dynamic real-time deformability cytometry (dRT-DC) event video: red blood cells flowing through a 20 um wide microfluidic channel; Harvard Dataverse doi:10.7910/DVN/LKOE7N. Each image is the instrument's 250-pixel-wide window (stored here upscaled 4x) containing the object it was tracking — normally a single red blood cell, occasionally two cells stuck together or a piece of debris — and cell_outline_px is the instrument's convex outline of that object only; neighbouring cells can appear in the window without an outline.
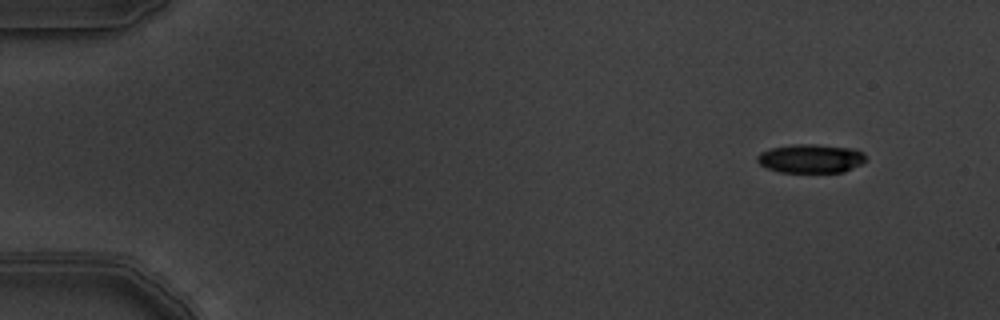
{"species": "common noctule bat (a hibernating species)", "species_latin": "Nyctalus noctula", "temperature_condition": "warm", "stored_images_in_passage": 4, "camera_frame_rate_fps": 3000, "um_per_image_px": 0.085, "animal": {"sex": "male", "body_mass_g": 19.5, "forearm_length_mm": 54.6}, "frame": {"image": 1, "passage_image": 1, "time_ms": 0.0, "image_size_px": [1000, 320], "cell_outline_px": [[868, 160], [844, 172], [780, 172], [768, 168], [760, 164], [756, 160], [756, 156], [760, 152], [772, 148], [796, 144], [816, 144], [856, 148], [864, 152]], "centroid_in_image_um": [68.96, 13.46], "position_along_channel_um": 16.0, "area_um2": 18.38}}
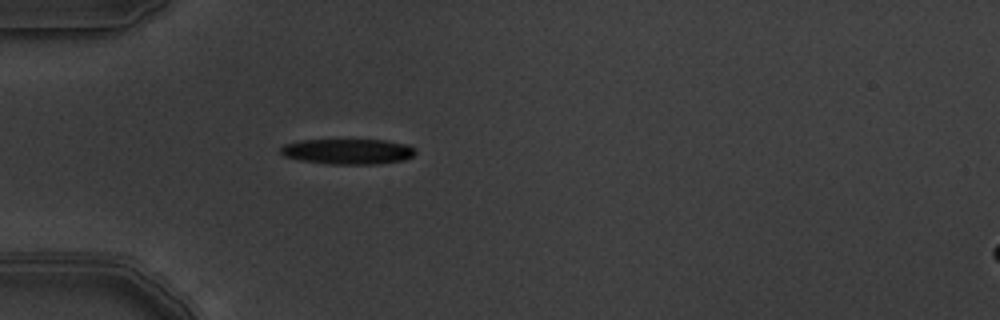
{"frame": {"image": 2, "passage_image": 4, "time_ms": 1.0, "image_size_px": [1000, 320], "cell_outline_px": [[416, 152], [412, 156], [404, 160], [380, 164], [328, 164], [300, 160], [284, 156], [280, 152], [280, 148], [284, 144], [300, 140], [384, 140], [408, 144], [416, 148]], "centroid_in_image_um": [29.59, 12.88], "position_along_channel_um": 55.4, "area_um2": 20.11}}